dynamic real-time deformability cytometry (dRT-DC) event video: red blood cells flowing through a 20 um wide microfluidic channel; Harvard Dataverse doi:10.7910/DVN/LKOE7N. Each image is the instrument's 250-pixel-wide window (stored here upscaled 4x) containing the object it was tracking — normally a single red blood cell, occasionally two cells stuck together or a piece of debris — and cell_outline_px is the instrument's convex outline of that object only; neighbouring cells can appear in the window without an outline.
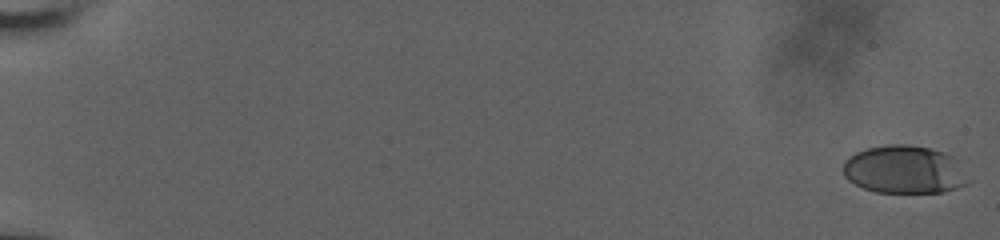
{"species": "human", "species_latin": "Homo sapiens", "temperature_condition": "room temperature", "stored_images_in_passage": 39, "camera_frame_rate_fps": 3000, "um_per_image_px": 0.085, "donor": {"sex": "male"}, "frame": {"image": 1, "passage_image": 1, "time_ms": 0.0, "image_size_px": [1000, 240], "cell_outline_px": [[976, 180], [968, 184], [944, 192], [876, 192], [864, 188], [848, 180], [844, 176], [844, 160], [856, 152], [868, 148], [884, 144], [908, 144], [928, 148], [944, 152], [952, 156]], "centroid_in_image_um": [76.95, 14.42], "position_along_channel_um": 8.0, "area_um2": 35.49}}
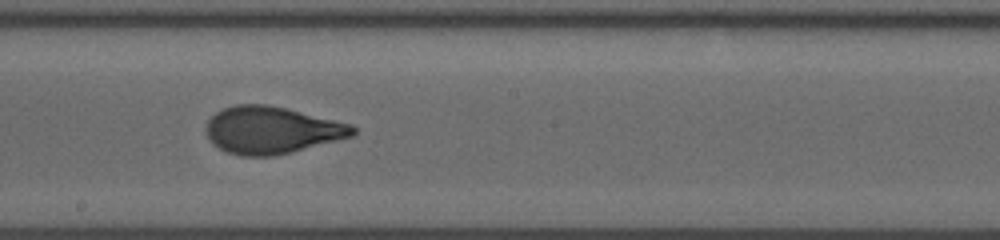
{"frame": {"image": 2, "passage_image": 25, "time_ms": 11.667, "image_size_px": [1000, 240], "cell_outline_px": [[356, 132], [352, 136], [292, 152], [272, 156], [240, 156], [228, 152], [212, 144], [208, 140], [204, 132], [204, 128], [208, 120], [216, 112], [224, 108], [236, 104], [268, 104], [352, 124], [356, 128]], "centroid_in_image_um": [23.04, 11.06], "position_along_channel_um": 225.2, "area_um2": 40.4}}
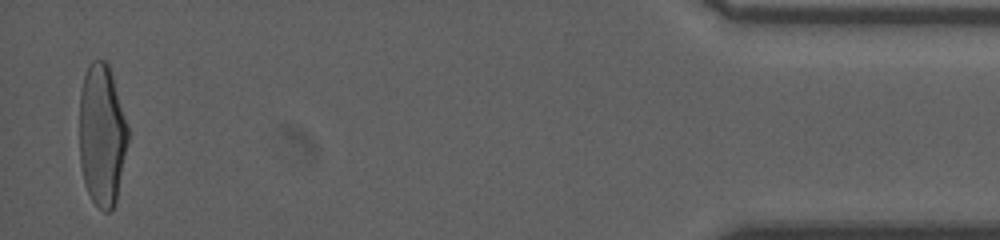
{"frame": {"image": 3, "passage_image": 38, "time_ms": 19.0, "image_size_px": [1000, 240], "cell_outline_px": [[128, 140], [116, 204], [108, 212], [104, 212], [92, 200], [88, 192], [84, 180], [80, 164], [80, 92], [84, 76], [88, 64], [92, 60], [104, 60], [108, 64], [128, 124]], "centroid_in_image_um": [8.67, 11.48], "position_along_channel_um": 426.5, "area_um2": 40.11}}